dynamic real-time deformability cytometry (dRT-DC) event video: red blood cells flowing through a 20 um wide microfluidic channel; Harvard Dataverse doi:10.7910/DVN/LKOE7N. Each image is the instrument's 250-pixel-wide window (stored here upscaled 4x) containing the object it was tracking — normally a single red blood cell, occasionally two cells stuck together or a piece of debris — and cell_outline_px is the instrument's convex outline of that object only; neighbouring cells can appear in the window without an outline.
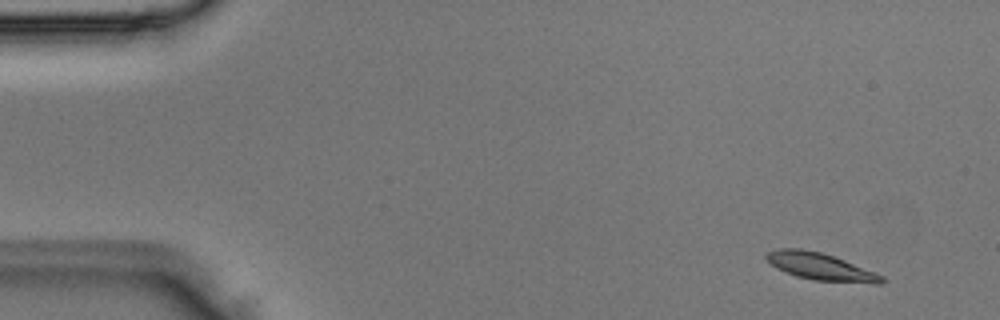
{"species": "Egyptian fruit bat (a non-hibernating species)", "species_latin": "Rousettus aegyptiacus", "temperature_condition": "room temperature", "stored_images_in_passage": 4, "camera_frame_rate_fps": 3000, "um_per_image_px": 0.085, "animal": {"sex": "male"}, "frame": {"image": 1, "passage_image": 1, "time_ms": 0.0, "image_size_px": [1000, 320], "cell_outline_px": [[884, 280], [880, 284], [876, 284], [812, 280], [796, 276], [776, 268], [764, 256], [764, 252], [776, 248], [800, 248], [820, 252], [844, 260], [884, 276]], "centroid_in_image_um": [69.7, 22.66], "position_along_channel_um": 15.3, "area_um2": 18.26}}